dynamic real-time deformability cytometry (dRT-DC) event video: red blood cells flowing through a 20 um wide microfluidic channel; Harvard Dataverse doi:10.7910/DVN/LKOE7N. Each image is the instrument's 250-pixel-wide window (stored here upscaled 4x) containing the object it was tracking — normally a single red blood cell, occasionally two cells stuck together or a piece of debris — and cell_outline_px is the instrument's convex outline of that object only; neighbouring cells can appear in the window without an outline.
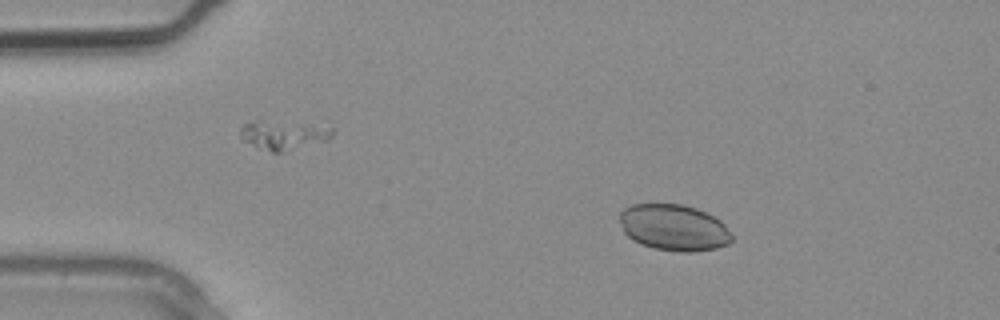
{"species": "common noctule bat (a hibernating species)", "species_latin": "Nyctalus noctula", "temperature_condition": "warm", "stored_images_in_passage": 3, "segment_of_instrument_passage": [1, 2], "camera_frame_rate_fps": 3000, "um_per_image_px": 0.085, "animal": {"sex": "male", "body_mass_g": 20.4}, "frame": {"image": 1, "passage_image": 1, "time_ms": 0.0, "image_size_px": [1000, 320], "cell_outline_px": [[732, 240], [728, 244], [716, 248], [692, 252], [680, 252], [656, 248], [640, 244], [632, 240], [624, 232], [620, 220], [620, 212], [624, 208], [632, 204], [680, 204], [696, 208], [720, 220], [724, 224], [732, 236]], "centroid_in_image_um": [57.27, 19.34], "position_along_channel_um": 27.7, "area_um2": 30.11}}